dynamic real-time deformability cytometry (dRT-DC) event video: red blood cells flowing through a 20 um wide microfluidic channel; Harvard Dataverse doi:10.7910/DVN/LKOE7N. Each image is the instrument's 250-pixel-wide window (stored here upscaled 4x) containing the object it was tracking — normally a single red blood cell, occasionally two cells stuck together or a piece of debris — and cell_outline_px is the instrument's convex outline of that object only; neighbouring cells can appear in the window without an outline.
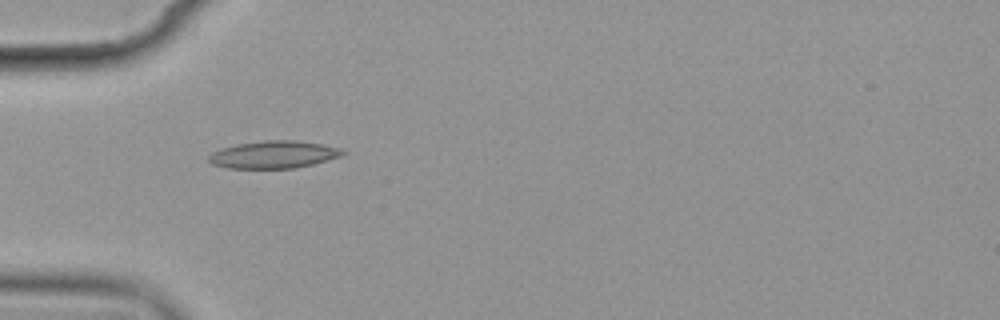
{"species": "common noctule bat (a hibernating species)", "species_latin": "Nyctalus noctula", "temperature_condition": "cold", "stored_images_in_passage": 6, "camera_frame_rate_fps": 3000, "um_per_image_px": 0.085, "animal": {"sex": "female", "body_mass_g": 19.9}, "frame": {"image": 1, "passage_image": 5, "time_ms": 5.667, "image_size_px": [1000, 320], "cell_outline_px": [[348, 152], [344, 156], [296, 168], [228, 168], [212, 164], [208, 160], [208, 156], [212, 152], [220, 148], [236, 144], [264, 140], [296, 140], [320, 144], [340, 148]], "centroid_in_image_um": [23.28, 13.13], "position_along_channel_um": 61.7, "area_um2": 21.56}}
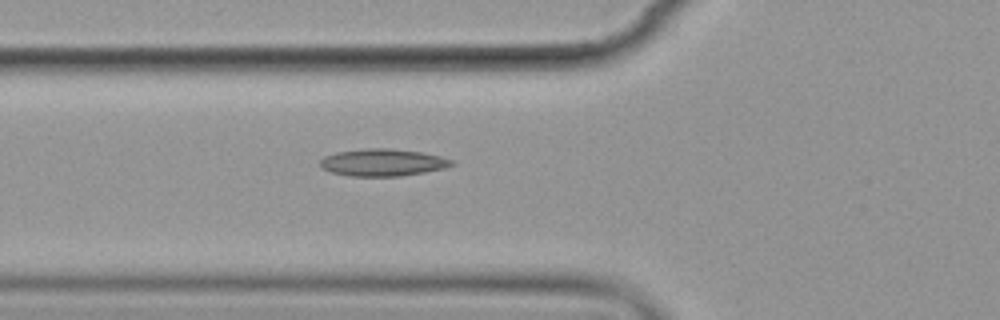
{"frame": {"image": 2, "passage_image": 6, "time_ms": 6.667, "image_size_px": [1000, 320], "cell_outline_px": [[456, 164], [444, 168], [424, 172], [400, 176], [348, 176], [332, 172], [324, 168], [320, 164], [320, 160], [324, 156], [336, 152], [364, 148], [388, 148], [420, 152], [440, 156], [452, 160]], "centroid_in_image_um": [32.53, 13.8], "position_along_channel_um": 93.3, "area_um2": 20.75}}